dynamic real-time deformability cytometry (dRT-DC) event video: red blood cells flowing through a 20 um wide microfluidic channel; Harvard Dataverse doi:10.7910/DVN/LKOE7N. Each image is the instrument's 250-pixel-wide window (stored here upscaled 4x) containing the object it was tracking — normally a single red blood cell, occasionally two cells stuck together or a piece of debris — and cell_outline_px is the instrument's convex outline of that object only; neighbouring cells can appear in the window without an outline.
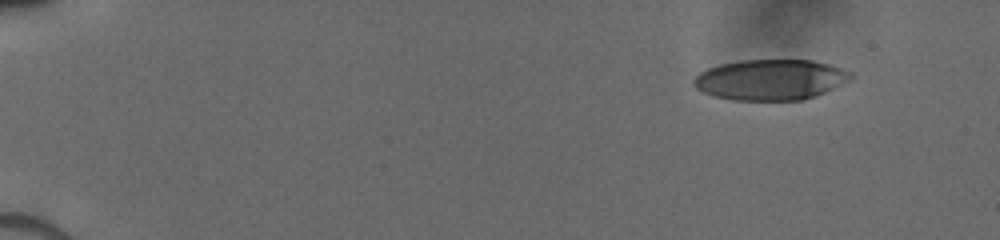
{"species": "human", "species_latin": "Homo sapiens", "temperature_condition": "cold", "stored_images_in_passage": 16, "camera_frame_rate_fps": 3000, "um_per_image_px": 0.085, "donor": {"sex": "male"}, "frame": {"image": 1, "passage_image": 1, "time_ms": 0.0, "image_size_px": [1000, 240], "cell_outline_px": [[852, 76], [848, 80], [824, 92], [800, 100], [736, 100], [716, 96], [704, 92], [696, 88], [692, 84], [692, 80], [700, 72], [708, 68], [720, 64], [740, 60], [812, 60], [828, 64], [852, 72]], "centroid_in_image_um": [65.45, 6.76], "position_along_channel_um": 19.6, "area_um2": 36.76}}
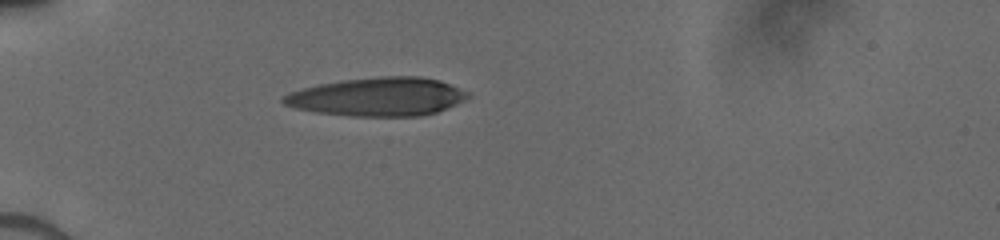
{"frame": {"image": 2, "passage_image": 12, "time_ms": 3.667, "image_size_px": [1000, 240], "cell_outline_px": [[472, 96], [456, 104], [436, 112], [420, 116], [352, 116], [316, 112], [296, 108], [284, 104], [280, 100], [284, 96], [292, 92], [304, 88], [320, 84], [344, 80], [380, 76], [420, 76], [440, 80], [468, 92]], "centroid_in_image_um": [32.15, 8.22], "position_along_channel_um": 52.9, "area_um2": 41.15}}
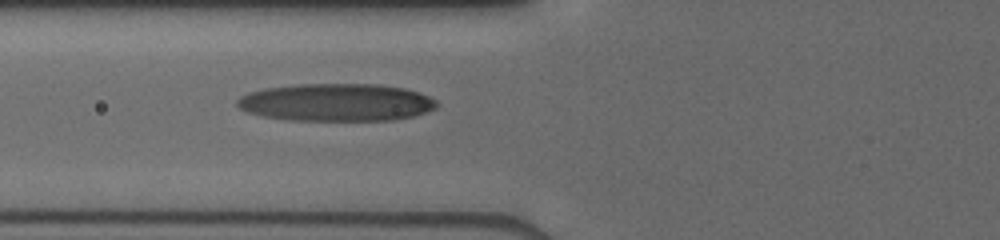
{"frame": {"image": 3, "passage_image": 16, "time_ms": 5.333, "image_size_px": [1000, 240], "cell_outline_px": [[436, 108], [416, 116], [392, 120], [288, 120], [264, 116], [248, 112], [240, 108], [236, 104], [236, 100], [240, 96], [248, 92], [264, 88], [300, 84], [376, 84], [404, 88], [420, 92], [436, 100]], "centroid_in_image_um": [28.59, 8.7], "position_along_channel_um": 97.2, "area_um2": 43.81}}